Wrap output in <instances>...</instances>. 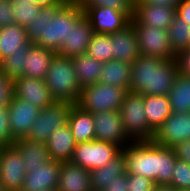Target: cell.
I'll use <instances>...</instances> for the list:
<instances>
[{
    "instance_id": "4fadbf2b",
    "label": "cell",
    "mask_w": 190,
    "mask_h": 191,
    "mask_svg": "<svg viewBox=\"0 0 190 191\" xmlns=\"http://www.w3.org/2000/svg\"><path fill=\"white\" fill-rule=\"evenodd\" d=\"M190 139V112L172 114L154 132L152 141L160 146L174 147Z\"/></svg>"
},
{
    "instance_id": "52a82bcc",
    "label": "cell",
    "mask_w": 190,
    "mask_h": 191,
    "mask_svg": "<svg viewBox=\"0 0 190 191\" xmlns=\"http://www.w3.org/2000/svg\"><path fill=\"white\" fill-rule=\"evenodd\" d=\"M72 105V103L66 101H55L52 105L41 109L25 138L30 141L46 143L59 127L68 122Z\"/></svg>"
},
{
    "instance_id": "3957f363",
    "label": "cell",
    "mask_w": 190,
    "mask_h": 191,
    "mask_svg": "<svg viewBox=\"0 0 190 191\" xmlns=\"http://www.w3.org/2000/svg\"><path fill=\"white\" fill-rule=\"evenodd\" d=\"M180 74L176 58L140 55L131 64L130 91L144 95H168Z\"/></svg>"
},
{
    "instance_id": "f546056e",
    "label": "cell",
    "mask_w": 190,
    "mask_h": 191,
    "mask_svg": "<svg viewBox=\"0 0 190 191\" xmlns=\"http://www.w3.org/2000/svg\"><path fill=\"white\" fill-rule=\"evenodd\" d=\"M172 112H190V77L179 74L168 94Z\"/></svg>"
},
{
    "instance_id": "277c9868",
    "label": "cell",
    "mask_w": 190,
    "mask_h": 191,
    "mask_svg": "<svg viewBox=\"0 0 190 191\" xmlns=\"http://www.w3.org/2000/svg\"><path fill=\"white\" fill-rule=\"evenodd\" d=\"M46 86L56 101L76 104L81 95L72 58L56 54L45 77Z\"/></svg>"
},
{
    "instance_id": "74e56055",
    "label": "cell",
    "mask_w": 190,
    "mask_h": 191,
    "mask_svg": "<svg viewBox=\"0 0 190 191\" xmlns=\"http://www.w3.org/2000/svg\"><path fill=\"white\" fill-rule=\"evenodd\" d=\"M13 96V80L0 71V107L7 108Z\"/></svg>"
},
{
    "instance_id": "bcb514c9",
    "label": "cell",
    "mask_w": 190,
    "mask_h": 191,
    "mask_svg": "<svg viewBox=\"0 0 190 191\" xmlns=\"http://www.w3.org/2000/svg\"><path fill=\"white\" fill-rule=\"evenodd\" d=\"M41 7H52L58 4H65L67 0H31Z\"/></svg>"
},
{
    "instance_id": "8d00e7d4",
    "label": "cell",
    "mask_w": 190,
    "mask_h": 191,
    "mask_svg": "<svg viewBox=\"0 0 190 191\" xmlns=\"http://www.w3.org/2000/svg\"><path fill=\"white\" fill-rule=\"evenodd\" d=\"M14 141L9 127L8 108L0 107V146L13 145Z\"/></svg>"
},
{
    "instance_id": "681fc988",
    "label": "cell",
    "mask_w": 190,
    "mask_h": 191,
    "mask_svg": "<svg viewBox=\"0 0 190 191\" xmlns=\"http://www.w3.org/2000/svg\"><path fill=\"white\" fill-rule=\"evenodd\" d=\"M0 191H5L4 187L0 183Z\"/></svg>"
},
{
    "instance_id": "f1b7e54d",
    "label": "cell",
    "mask_w": 190,
    "mask_h": 191,
    "mask_svg": "<svg viewBox=\"0 0 190 191\" xmlns=\"http://www.w3.org/2000/svg\"><path fill=\"white\" fill-rule=\"evenodd\" d=\"M77 80L81 88L99 82L103 69V62L98 61L87 54L72 58Z\"/></svg>"
},
{
    "instance_id": "7a4b0ae2",
    "label": "cell",
    "mask_w": 190,
    "mask_h": 191,
    "mask_svg": "<svg viewBox=\"0 0 190 191\" xmlns=\"http://www.w3.org/2000/svg\"><path fill=\"white\" fill-rule=\"evenodd\" d=\"M126 173L151 179L155 185H169L177 160L173 147L160 146L152 140L133 141L122 148Z\"/></svg>"
},
{
    "instance_id": "603a6c76",
    "label": "cell",
    "mask_w": 190,
    "mask_h": 191,
    "mask_svg": "<svg viewBox=\"0 0 190 191\" xmlns=\"http://www.w3.org/2000/svg\"><path fill=\"white\" fill-rule=\"evenodd\" d=\"M68 124L76 144L95 140L93 114L73 104L68 115Z\"/></svg>"
},
{
    "instance_id": "d6986e66",
    "label": "cell",
    "mask_w": 190,
    "mask_h": 191,
    "mask_svg": "<svg viewBox=\"0 0 190 191\" xmlns=\"http://www.w3.org/2000/svg\"><path fill=\"white\" fill-rule=\"evenodd\" d=\"M94 31L89 20L83 15L73 26L68 40H65L57 54L69 58L78 57L86 54L87 48Z\"/></svg>"
},
{
    "instance_id": "7402d4cb",
    "label": "cell",
    "mask_w": 190,
    "mask_h": 191,
    "mask_svg": "<svg viewBox=\"0 0 190 191\" xmlns=\"http://www.w3.org/2000/svg\"><path fill=\"white\" fill-rule=\"evenodd\" d=\"M29 42L26 28L16 23L1 28L0 61L16 52H28Z\"/></svg>"
},
{
    "instance_id": "7c38bea8",
    "label": "cell",
    "mask_w": 190,
    "mask_h": 191,
    "mask_svg": "<svg viewBox=\"0 0 190 191\" xmlns=\"http://www.w3.org/2000/svg\"><path fill=\"white\" fill-rule=\"evenodd\" d=\"M94 33L111 34L123 29L131 22L132 15L128 11L112 8H82Z\"/></svg>"
},
{
    "instance_id": "d4e9b609",
    "label": "cell",
    "mask_w": 190,
    "mask_h": 191,
    "mask_svg": "<svg viewBox=\"0 0 190 191\" xmlns=\"http://www.w3.org/2000/svg\"><path fill=\"white\" fill-rule=\"evenodd\" d=\"M13 145L22 155L26 173H29L33 168L43 166L50 160L48 148L45 143L30 141L26 138H18L13 142Z\"/></svg>"
},
{
    "instance_id": "ee69618b",
    "label": "cell",
    "mask_w": 190,
    "mask_h": 191,
    "mask_svg": "<svg viewBox=\"0 0 190 191\" xmlns=\"http://www.w3.org/2000/svg\"><path fill=\"white\" fill-rule=\"evenodd\" d=\"M176 8V16L190 26V0H181Z\"/></svg>"
},
{
    "instance_id": "6da1fadb",
    "label": "cell",
    "mask_w": 190,
    "mask_h": 191,
    "mask_svg": "<svg viewBox=\"0 0 190 191\" xmlns=\"http://www.w3.org/2000/svg\"><path fill=\"white\" fill-rule=\"evenodd\" d=\"M83 15L84 11L78 0L41 7L37 18L26 27L27 38L30 43L57 53Z\"/></svg>"
},
{
    "instance_id": "8992f818",
    "label": "cell",
    "mask_w": 190,
    "mask_h": 191,
    "mask_svg": "<svg viewBox=\"0 0 190 191\" xmlns=\"http://www.w3.org/2000/svg\"><path fill=\"white\" fill-rule=\"evenodd\" d=\"M127 92L126 89L98 82L83 87L76 104L84 111L92 114L104 111H119Z\"/></svg>"
},
{
    "instance_id": "c3c4849f",
    "label": "cell",
    "mask_w": 190,
    "mask_h": 191,
    "mask_svg": "<svg viewBox=\"0 0 190 191\" xmlns=\"http://www.w3.org/2000/svg\"><path fill=\"white\" fill-rule=\"evenodd\" d=\"M12 3L15 2H26V3H31V0H10Z\"/></svg>"
},
{
    "instance_id": "5bb4252c",
    "label": "cell",
    "mask_w": 190,
    "mask_h": 191,
    "mask_svg": "<svg viewBox=\"0 0 190 191\" xmlns=\"http://www.w3.org/2000/svg\"><path fill=\"white\" fill-rule=\"evenodd\" d=\"M9 127L12 137L25 138L40 113V108L13 96L8 105Z\"/></svg>"
},
{
    "instance_id": "4dcf8cb0",
    "label": "cell",
    "mask_w": 190,
    "mask_h": 191,
    "mask_svg": "<svg viewBox=\"0 0 190 191\" xmlns=\"http://www.w3.org/2000/svg\"><path fill=\"white\" fill-rule=\"evenodd\" d=\"M167 31L169 35L170 47L176 56L181 51H184L190 47L189 25L183 20L175 16Z\"/></svg>"
},
{
    "instance_id": "60d3db41",
    "label": "cell",
    "mask_w": 190,
    "mask_h": 191,
    "mask_svg": "<svg viewBox=\"0 0 190 191\" xmlns=\"http://www.w3.org/2000/svg\"><path fill=\"white\" fill-rule=\"evenodd\" d=\"M176 60L178 62L180 74L190 77V47L181 51L176 56Z\"/></svg>"
},
{
    "instance_id": "9a60e30c",
    "label": "cell",
    "mask_w": 190,
    "mask_h": 191,
    "mask_svg": "<svg viewBox=\"0 0 190 191\" xmlns=\"http://www.w3.org/2000/svg\"><path fill=\"white\" fill-rule=\"evenodd\" d=\"M14 96L25 100L31 105L43 109L52 105L56 100L49 92L43 79L22 76L13 80Z\"/></svg>"
},
{
    "instance_id": "ac0fdd59",
    "label": "cell",
    "mask_w": 190,
    "mask_h": 191,
    "mask_svg": "<svg viewBox=\"0 0 190 191\" xmlns=\"http://www.w3.org/2000/svg\"><path fill=\"white\" fill-rule=\"evenodd\" d=\"M112 59L133 63L141 54L138 36L132 22L123 29L111 33Z\"/></svg>"
},
{
    "instance_id": "e575fe53",
    "label": "cell",
    "mask_w": 190,
    "mask_h": 191,
    "mask_svg": "<svg viewBox=\"0 0 190 191\" xmlns=\"http://www.w3.org/2000/svg\"><path fill=\"white\" fill-rule=\"evenodd\" d=\"M169 186L175 190L190 189V165L187 162L177 158Z\"/></svg>"
},
{
    "instance_id": "836d02e7",
    "label": "cell",
    "mask_w": 190,
    "mask_h": 191,
    "mask_svg": "<svg viewBox=\"0 0 190 191\" xmlns=\"http://www.w3.org/2000/svg\"><path fill=\"white\" fill-rule=\"evenodd\" d=\"M12 8L15 14L14 23L26 28L37 18L41 6L34 2H15Z\"/></svg>"
},
{
    "instance_id": "ab89813d",
    "label": "cell",
    "mask_w": 190,
    "mask_h": 191,
    "mask_svg": "<svg viewBox=\"0 0 190 191\" xmlns=\"http://www.w3.org/2000/svg\"><path fill=\"white\" fill-rule=\"evenodd\" d=\"M13 3L10 0H0V28L14 24Z\"/></svg>"
},
{
    "instance_id": "2e32d148",
    "label": "cell",
    "mask_w": 190,
    "mask_h": 191,
    "mask_svg": "<svg viewBox=\"0 0 190 191\" xmlns=\"http://www.w3.org/2000/svg\"><path fill=\"white\" fill-rule=\"evenodd\" d=\"M175 16V7L135 2L132 19L137 24L168 30Z\"/></svg>"
},
{
    "instance_id": "e0dca14e",
    "label": "cell",
    "mask_w": 190,
    "mask_h": 191,
    "mask_svg": "<svg viewBox=\"0 0 190 191\" xmlns=\"http://www.w3.org/2000/svg\"><path fill=\"white\" fill-rule=\"evenodd\" d=\"M61 162L50 159L43 166L31 169L26 173L20 191H35L37 189L56 191L59 184Z\"/></svg>"
},
{
    "instance_id": "44dd1931",
    "label": "cell",
    "mask_w": 190,
    "mask_h": 191,
    "mask_svg": "<svg viewBox=\"0 0 190 191\" xmlns=\"http://www.w3.org/2000/svg\"><path fill=\"white\" fill-rule=\"evenodd\" d=\"M45 144L48 148L50 159L59 162L71 161L76 142L68 122L59 127Z\"/></svg>"
},
{
    "instance_id": "5b68a950",
    "label": "cell",
    "mask_w": 190,
    "mask_h": 191,
    "mask_svg": "<svg viewBox=\"0 0 190 191\" xmlns=\"http://www.w3.org/2000/svg\"><path fill=\"white\" fill-rule=\"evenodd\" d=\"M119 113L124 130L133 141L153 139L155 131L148 124L142 94L128 91L120 106Z\"/></svg>"
},
{
    "instance_id": "f35d334b",
    "label": "cell",
    "mask_w": 190,
    "mask_h": 191,
    "mask_svg": "<svg viewBox=\"0 0 190 191\" xmlns=\"http://www.w3.org/2000/svg\"><path fill=\"white\" fill-rule=\"evenodd\" d=\"M155 183L141 175L128 174V191H153Z\"/></svg>"
},
{
    "instance_id": "b9f144b4",
    "label": "cell",
    "mask_w": 190,
    "mask_h": 191,
    "mask_svg": "<svg viewBox=\"0 0 190 191\" xmlns=\"http://www.w3.org/2000/svg\"><path fill=\"white\" fill-rule=\"evenodd\" d=\"M103 191H128V174L117 176Z\"/></svg>"
},
{
    "instance_id": "8fae6325",
    "label": "cell",
    "mask_w": 190,
    "mask_h": 191,
    "mask_svg": "<svg viewBox=\"0 0 190 191\" xmlns=\"http://www.w3.org/2000/svg\"><path fill=\"white\" fill-rule=\"evenodd\" d=\"M95 140L117 144L124 148L133 142L124 130L119 111H104L93 114Z\"/></svg>"
},
{
    "instance_id": "f6af8a7d",
    "label": "cell",
    "mask_w": 190,
    "mask_h": 191,
    "mask_svg": "<svg viewBox=\"0 0 190 191\" xmlns=\"http://www.w3.org/2000/svg\"><path fill=\"white\" fill-rule=\"evenodd\" d=\"M181 0H136L135 2H145L151 5L176 7Z\"/></svg>"
},
{
    "instance_id": "1f68e13d",
    "label": "cell",
    "mask_w": 190,
    "mask_h": 191,
    "mask_svg": "<svg viewBox=\"0 0 190 191\" xmlns=\"http://www.w3.org/2000/svg\"><path fill=\"white\" fill-rule=\"evenodd\" d=\"M86 54L103 63L112 60V40L110 34L94 33Z\"/></svg>"
},
{
    "instance_id": "9c48e42d",
    "label": "cell",
    "mask_w": 190,
    "mask_h": 191,
    "mask_svg": "<svg viewBox=\"0 0 190 191\" xmlns=\"http://www.w3.org/2000/svg\"><path fill=\"white\" fill-rule=\"evenodd\" d=\"M131 22L136 29L141 55L167 60L176 58L170 47L167 30L137 24L132 18Z\"/></svg>"
},
{
    "instance_id": "f907efd6",
    "label": "cell",
    "mask_w": 190,
    "mask_h": 191,
    "mask_svg": "<svg viewBox=\"0 0 190 191\" xmlns=\"http://www.w3.org/2000/svg\"><path fill=\"white\" fill-rule=\"evenodd\" d=\"M35 191H53V190H45V189L39 190V189H37V190H35Z\"/></svg>"
},
{
    "instance_id": "cb8c5ba5",
    "label": "cell",
    "mask_w": 190,
    "mask_h": 191,
    "mask_svg": "<svg viewBox=\"0 0 190 191\" xmlns=\"http://www.w3.org/2000/svg\"><path fill=\"white\" fill-rule=\"evenodd\" d=\"M56 54L51 49L31 43L27 52L23 76L45 80L50 63Z\"/></svg>"
},
{
    "instance_id": "4316f807",
    "label": "cell",
    "mask_w": 190,
    "mask_h": 191,
    "mask_svg": "<svg viewBox=\"0 0 190 191\" xmlns=\"http://www.w3.org/2000/svg\"><path fill=\"white\" fill-rule=\"evenodd\" d=\"M131 63L109 60L103 63L99 82L130 91Z\"/></svg>"
},
{
    "instance_id": "83f0119b",
    "label": "cell",
    "mask_w": 190,
    "mask_h": 191,
    "mask_svg": "<svg viewBox=\"0 0 190 191\" xmlns=\"http://www.w3.org/2000/svg\"><path fill=\"white\" fill-rule=\"evenodd\" d=\"M144 105L148 124L154 131L172 114L168 95H144Z\"/></svg>"
},
{
    "instance_id": "d6a6232c",
    "label": "cell",
    "mask_w": 190,
    "mask_h": 191,
    "mask_svg": "<svg viewBox=\"0 0 190 191\" xmlns=\"http://www.w3.org/2000/svg\"><path fill=\"white\" fill-rule=\"evenodd\" d=\"M27 52H16L0 61V71L14 80L22 77L25 69Z\"/></svg>"
},
{
    "instance_id": "d590c367",
    "label": "cell",
    "mask_w": 190,
    "mask_h": 191,
    "mask_svg": "<svg viewBox=\"0 0 190 191\" xmlns=\"http://www.w3.org/2000/svg\"><path fill=\"white\" fill-rule=\"evenodd\" d=\"M82 8L108 7L119 11H128L133 16L134 4L130 0H78Z\"/></svg>"
},
{
    "instance_id": "30bf717a",
    "label": "cell",
    "mask_w": 190,
    "mask_h": 191,
    "mask_svg": "<svg viewBox=\"0 0 190 191\" xmlns=\"http://www.w3.org/2000/svg\"><path fill=\"white\" fill-rule=\"evenodd\" d=\"M26 176L22 155L14 145L0 146V183L5 191H20Z\"/></svg>"
},
{
    "instance_id": "ffe728a7",
    "label": "cell",
    "mask_w": 190,
    "mask_h": 191,
    "mask_svg": "<svg viewBox=\"0 0 190 191\" xmlns=\"http://www.w3.org/2000/svg\"><path fill=\"white\" fill-rule=\"evenodd\" d=\"M56 191H92L90 172L71 161L61 162Z\"/></svg>"
},
{
    "instance_id": "816d5d0a",
    "label": "cell",
    "mask_w": 190,
    "mask_h": 191,
    "mask_svg": "<svg viewBox=\"0 0 190 191\" xmlns=\"http://www.w3.org/2000/svg\"><path fill=\"white\" fill-rule=\"evenodd\" d=\"M176 191H190V189H186V190H176Z\"/></svg>"
},
{
    "instance_id": "7bdbcfd3",
    "label": "cell",
    "mask_w": 190,
    "mask_h": 191,
    "mask_svg": "<svg viewBox=\"0 0 190 191\" xmlns=\"http://www.w3.org/2000/svg\"><path fill=\"white\" fill-rule=\"evenodd\" d=\"M173 149L177 158L190 165V139L176 144Z\"/></svg>"
},
{
    "instance_id": "7dc6e473",
    "label": "cell",
    "mask_w": 190,
    "mask_h": 191,
    "mask_svg": "<svg viewBox=\"0 0 190 191\" xmlns=\"http://www.w3.org/2000/svg\"><path fill=\"white\" fill-rule=\"evenodd\" d=\"M153 191H176V190L169 185H155Z\"/></svg>"
},
{
    "instance_id": "ba28073f",
    "label": "cell",
    "mask_w": 190,
    "mask_h": 191,
    "mask_svg": "<svg viewBox=\"0 0 190 191\" xmlns=\"http://www.w3.org/2000/svg\"><path fill=\"white\" fill-rule=\"evenodd\" d=\"M122 152V147L104 141L92 140L76 144L71 162L89 172L105 166Z\"/></svg>"
},
{
    "instance_id": "484cf974",
    "label": "cell",
    "mask_w": 190,
    "mask_h": 191,
    "mask_svg": "<svg viewBox=\"0 0 190 191\" xmlns=\"http://www.w3.org/2000/svg\"><path fill=\"white\" fill-rule=\"evenodd\" d=\"M125 173V155L121 152L105 166L90 171L92 191H103L117 176Z\"/></svg>"
}]
</instances>
